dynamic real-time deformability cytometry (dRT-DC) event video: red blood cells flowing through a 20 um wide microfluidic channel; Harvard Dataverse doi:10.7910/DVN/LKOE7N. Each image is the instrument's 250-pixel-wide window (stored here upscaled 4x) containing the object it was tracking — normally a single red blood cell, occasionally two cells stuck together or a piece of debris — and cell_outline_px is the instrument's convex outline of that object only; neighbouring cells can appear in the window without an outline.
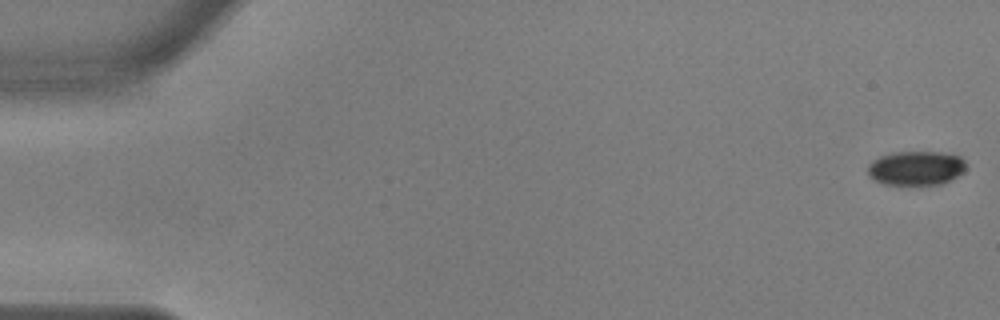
{"species": "common noctule bat (a hibernating species)", "species_latin": "Nyctalus noctula", "temperature_condition": "warm", "stored_images_in_passage": 56, "camera_frame_rate_fps": 3000, "um_per_image_px": 0.085, "animal": {"sex": "male", "body_mass_g": 17.9, "forearm_length_mm": 54.2}, "frame": {"image": 1, "passage_image": 1, "time_ms": 0.0, "image_size_px": [1000, 320], "cell_outline_px": [[964, 172], [944, 184], [884, 184], [868, 176], [868, 164], [872, 160], [880, 156], [892, 152], [936, 152], [960, 156], [964, 160]], "centroid_in_image_um": [77.84, 14.28], "position_along_channel_um": 7.2, "area_um2": 19.54}}
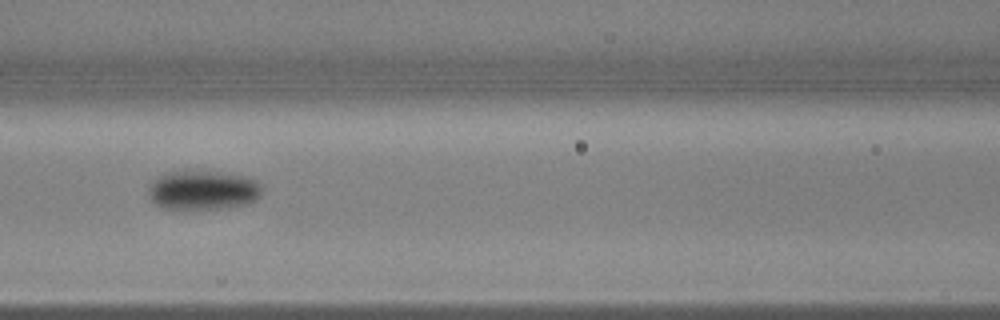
{"frame": {"image": 2, "passage_image": 25, "time_ms": 8.0, "image_size_px": [1000, 320], "cell_outline_px": [[264, 188], [260, 196], [256, 200], [248, 204], [224, 208], [192, 212], [164, 208], [156, 204], [148, 196], [148, 188], [160, 176], [168, 172], [216, 172], [244, 176], [256, 180]], "centroid_in_image_um": [17.28, 16.23], "position_along_channel_um": 149.3, "area_um2": 26.41}}
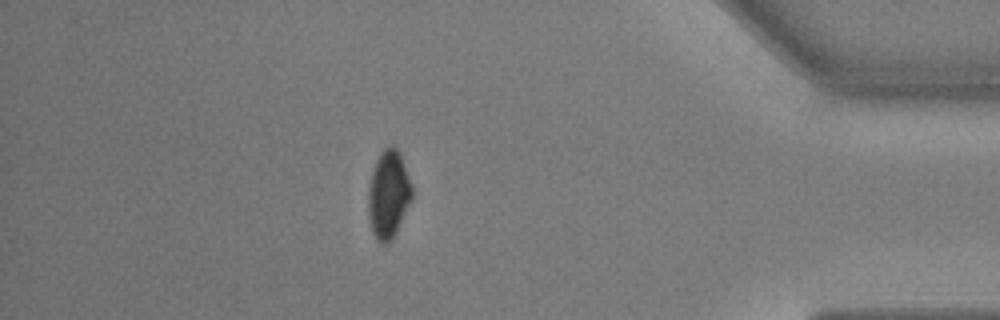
{"frame": {"image": 3, "passage_image": 49, "time_ms": 16.0, "image_size_px": [1000, 320], "cell_outline_px": [[412, 200], [392, 240], [388, 244], [380, 244], [376, 240], [372, 232], [368, 216], [368, 188], [372, 172], [376, 160], [380, 152], [384, 148], [392, 144], [400, 152], [412, 184]], "centroid_in_image_um": [33.02, 16.53], "position_along_channel_um": 402.2, "area_um2": 22.77}, "authors_computed_cell_mechanics": {"area_um2": 23.5535, "velocity_mm_per_s": 3.6473, "shape_relaxation_time_tau1_ms": 3.8124, "shape_relaxation_time_tau2_ms": null, "deformation_change_tau1": 0.1268, "deformation_change_tau2": null}}